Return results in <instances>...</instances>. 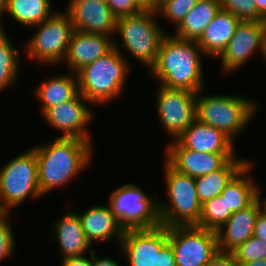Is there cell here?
<instances>
[{
  "mask_svg": "<svg viewBox=\"0 0 266 266\" xmlns=\"http://www.w3.org/2000/svg\"><path fill=\"white\" fill-rule=\"evenodd\" d=\"M32 147L38 162V182L43 198L79 178L94 159V144L77 138L56 137Z\"/></svg>",
  "mask_w": 266,
  "mask_h": 266,
  "instance_id": "1",
  "label": "cell"
},
{
  "mask_svg": "<svg viewBox=\"0 0 266 266\" xmlns=\"http://www.w3.org/2000/svg\"><path fill=\"white\" fill-rule=\"evenodd\" d=\"M207 56L197 41L168 32L160 45L155 64L148 71L159 85L198 93L205 88L202 58Z\"/></svg>",
  "mask_w": 266,
  "mask_h": 266,
  "instance_id": "2",
  "label": "cell"
},
{
  "mask_svg": "<svg viewBox=\"0 0 266 266\" xmlns=\"http://www.w3.org/2000/svg\"><path fill=\"white\" fill-rule=\"evenodd\" d=\"M131 65L114 47L77 73L79 93L94 107L108 106L124 95Z\"/></svg>",
  "mask_w": 266,
  "mask_h": 266,
  "instance_id": "3",
  "label": "cell"
},
{
  "mask_svg": "<svg viewBox=\"0 0 266 266\" xmlns=\"http://www.w3.org/2000/svg\"><path fill=\"white\" fill-rule=\"evenodd\" d=\"M159 21L154 10H142L137 14L117 19L114 47L130 65L131 58L129 59L127 54L135 58L134 60L142 67L145 66L147 71L155 64L161 42L169 32ZM117 37L121 40L117 41ZM122 49L129 53L123 54Z\"/></svg>",
  "mask_w": 266,
  "mask_h": 266,
  "instance_id": "4",
  "label": "cell"
},
{
  "mask_svg": "<svg viewBox=\"0 0 266 266\" xmlns=\"http://www.w3.org/2000/svg\"><path fill=\"white\" fill-rule=\"evenodd\" d=\"M205 89L196 95V120L217 128L235 143L252 124L260 107L258 101L243 94L205 95Z\"/></svg>",
  "mask_w": 266,
  "mask_h": 266,
  "instance_id": "5",
  "label": "cell"
},
{
  "mask_svg": "<svg viewBox=\"0 0 266 266\" xmlns=\"http://www.w3.org/2000/svg\"><path fill=\"white\" fill-rule=\"evenodd\" d=\"M166 199L158 198L161 225L196 226L201 215V206L196 192L194 177L182 174L165 159L163 162Z\"/></svg>",
  "mask_w": 266,
  "mask_h": 266,
  "instance_id": "6",
  "label": "cell"
},
{
  "mask_svg": "<svg viewBox=\"0 0 266 266\" xmlns=\"http://www.w3.org/2000/svg\"><path fill=\"white\" fill-rule=\"evenodd\" d=\"M42 199L38 182V162L34 148L7 162L0 168V211L13 215V208L24 204L25 200Z\"/></svg>",
  "mask_w": 266,
  "mask_h": 266,
  "instance_id": "7",
  "label": "cell"
},
{
  "mask_svg": "<svg viewBox=\"0 0 266 266\" xmlns=\"http://www.w3.org/2000/svg\"><path fill=\"white\" fill-rule=\"evenodd\" d=\"M32 28L37 30L23 43L27 59L46 66L63 64L74 31L69 15L58 9Z\"/></svg>",
  "mask_w": 266,
  "mask_h": 266,
  "instance_id": "8",
  "label": "cell"
},
{
  "mask_svg": "<svg viewBox=\"0 0 266 266\" xmlns=\"http://www.w3.org/2000/svg\"><path fill=\"white\" fill-rule=\"evenodd\" d=\"M157 195H146L137 184L125 183L111 191L108 204L125 229L161 225Z\"/></svg>",
  "mask_w": 266,
  "mask_h": 266,
  "instance_id": "9",
  "label": "cell"
},
{
  "mask_svg": "<svg viewBox=\"0 0 266 266\" xmlns=\"http://www.w3.org/2000/svg\"><path fill=\"white\" fill-rule=\"evenodd\" d=\"M176 266H206L219 252L217 234L197 226L168 228Z\"/></svg>",
  "mask_w": 266,
  "mask_h": 266,
  "instance_id": "10",
  "label": "cell"
},
{
  "mask_svg": "<svg viewBox=\"0 0 266 266\" xmlns=\"http://www.w3.org/2000/svg\"><path fill=\"white\" fill-rule=\"evenodd\" d=\"M155 91L157 115L162 130L168 134L169 140L177 138L196 119V95L197 93L171 89L161 85Z\"/></svg>",
  "mask_w": 266,
  "mask_h": 266,
  "instance_id": "11",
  "label": "cell"
},
{
  "mask_svg": "<svg viewBox=\"0 0 266 266\" xmlns=\"http://www.w3.org/2000/svg\"><path fill=\"white\" fill-rule=\"evenodd\" d=\"M257 53L265 60L266 21H240L234 35L216 59L220 60L223 75L228 76Z\"/></svg>",
  "mask_w": 266,
  "mask_h": 266,
  "instance_id": "12",
  "label": "cell"
},
{
  "mask_svg": "<svg viewBox=\"0 0 266 266\" xmlns=\"http://www.w3.org/2000/svg\"><path fill=\"white\" fill-rule=\"evenodd\" d=\"M90 106L92 104L78 93L73 99L50 107L42 115L43 121L50 128L60 131L57 138H77L93 143L94 138L88 128L96 116Z\"/></svg>",
  "mask_w": 266,
  "mask_h": 266,
  "instance_id": "13",
  "label": "cell"
},
{
  "mask_svg": "<svg viewBox=\"0 0 266 266\" xmlns=\"http://www.w3.org/2000/svg\"><path fill=\"white\" fill-rule=\"evenodd\" d=\"M167 243L168 228L163 225L127 229L117 251L125 259L126 266H152L155 253L160 252Z\"/></svg>",
  "mask_w": 266,
  "mask_h": 266,
  "instance_id": "14",
  "label": "cell"
},
{
  "mask_svg": "<svg viewBox=\"0 0 266 266\" xmlns=\"http://www.w3.org/2000/svg\"><path fill=\"white\" fill-rule=\"evenodd\" d=\"M64 11L69 15L74 30L114 38L118 18L106 2L68 0Z\"/></svg>",
  "mask_w": 266,
  "mask_h": 266,
  "instance_id": "15",
  "label": "cell"
},
{
  "mask_svg": "<svg viewBox=\"0 0 266 266\" xmlns=\"http://www.w3.org/2000/svg\"><path fill=\"white\" fill-rule=\"evenodd\" d=\"M165 160L178 172L198 177L220 169L229 159H239L236 153H200L184 148L177 140L164 144Z\"/></svg>",
  "mask_w": 266,
  "mask_h": 266,
  "instance_id": "16",
  "label": "cell"
},
{
  "mask_svg": "<svg viewBox=\"0 0 266 266\" xmlns=\"http://www.w3.org/2000/svg\"><path fill=\"white\" fill-rule=\"evenodd\" d=\"M113 48V37L74 30L63 63L67 65V71L76 74Z\"/></svg>",
  "mask_w": 266,
  "mask_h": 266,
  "instance_id": "17",
  "label": "cell"
},
{
  "mask_svg": "<svg viewBox=\"0 0 266 266\" xmlns=\"http://www.w3.org/2000/svg\"><path fill=\"white\" fill-rule=\"evenodd\" d=\"M49 235L50 241L55 240L60 260L69 257H80L92 252L91 243L87 240L81 220L75 210H65L54 223ZM54 238V239H53Z\"/></svg>",
  "mask_w": 266,
  "mask_h": 266,
  "instance_id": "18",
  "label": "cell"
},
{
  "mask_svg": "<svg viewBox=\"0 0 266 266\" xmlns=\"http://www.w3.org/2000/svg\"><path fill=\"white\" fill-rule=\"evenodd\" d=\"M80 217L82 228L87 240L92 246L95 243H108L111 239L117 241L119 247L125 229L120 225L119 220L112 213L109 204L92 205L84 212L75 211ZM80 212V213H79Z\"/></svg>",
  "mask_w": 266,
  "mask_h": 266,
  "instance_id": "19",
  "label": "cell"
},
{
  "mask_svg": "<svg viewBox=\"0 0 266 266\" xmlns=\"http://www.w3.org/2000/svg\"><path fill=\"white\" fill-rule=\"evenodd\" d=\"M260 212V205L256 199L248 207L233 213L226 223L216 231L219 251L231 253L252 237Z\"/></svg>",
  "mask_w": 266,
  "mask_h": 266,
  "instance_id": "20",
  "label": "cell"
},
{
  "mask_svg": "<svg viewBox=\"0 0 266 266\" xmlns=\"http://www.w3.org/2000/svg\"><path fill=\"white\" fill-rule=\"evenodd\" d=\"M177 141L184 148L200 153H237L236 144L222 131L196 119Z\"/></svg>",
  "mask_w": 266,
  "mask_h": 266,
  "instance_id": "21",
  "label": "cell"
},
{
  "mask_svg": "<svg viewBox=\"0 0 266 266\" xmlns=\"http://www.w3.org/2000/svg\"><path fill=\"white\" fill-rule=\"evenodd\" d=\"M45 78L32 91L33 97L40 103L41 115L50 107L67 102L79 93L77 76L72 72L50 74Z\"/></svg>",
  "mask_w": 266,
  "mask_h": 266,
  "instance_id": "22",
  "label": "cell"
},
{
  "mask_svg": "<svg viewBox=\"0 0 266 266\" xmlns=\"http://www.w3.org/2000/svg\"><path fill=\"white\" fill-rule=\"evenodd\" d=\"M240 19L222 8L197 40L207 59L217 58L234 35Z\"/></svg>",
  "mask_w": 266,
  "mask_h": 266,
  "instance_id": "23",
  "label": "cell"
},
{
  "mask_svg": "<svg viewBox=\"0 0 266 266\" xmlns=\"http://www.w3.org/2000/svg\"><path fill=\"white\" fill-rule=\"evenodd\" d=\"M254 159L250 160L226 185L221 196L227 203V214H233L251 205L256 200L258 183L252 171L255 170ZM252 174V176H251Z\"/></svg>",
  "mask_w": 266,
  "mask_h": 266,
  "instance_id": "24",
  "label": "cell"
},
{
  "mask_svg": "<svg viewBox=\"0 0 266 266\" xmlns=\"http://www.w3.org/2000/svg\"><path fill=\"white\" fill-rule=\"evenodd\" d=\"M221 9V0H198L171 33L178 38L197 41Z\"/></svg>",
  "mask_w": 266,
  "mask_h": 266,
  "instance_id": "25",
  "label": "cell"
},
{
  "mask_svg": "<svg viewBox=\"0 0 266 266\" xmlns=\"http://www.w3.org/2000/svg\"><path fill=\"white\" fill-rule=\"evenodd\" d=\"M250 161L249 158L229 159L220 169L195 177V187L199 202L221 195L231 179Z\"/></svg>",
  "mask_w": 266,
  "mask_h": 266,
  "instance_id": "26",
  "label": "cell"
},
{
  "mask_svg": "<svg viewBox=\"0 0 266 266\" xmlns=\"http://www.w3.org/2000/svg\"><path fill=\"white\" fill-rule=\"evenodd\" d=\"M53 0H5L4 14L20 27L32 28L49 18L55 11Z\"/></svg>",
  "mask_w": 266,
  "mask_h": 266,
  "instance_id": "27",
  "label": "cell"
},
{
  "mask_svg": "<svg viewBox=\"0 0 266 266\" xmlns=\"http://www.w3.org/2000/svg\"><path fill=\"white\" fill-rule=\"evenodd\" d=\"M7 31L0 30V93L20 79L21 50L16 48Z\"/></svg>",
  "mask_w": 266,
  "mask_h": 266,
  "instance_id": "28",
  "label": "cell"
},
{
  "mask_svg": "<svg viewBox=\"0 0 266 266\" xmlns=\"http://www.w3.org/2000/svg\"><path fill=\"white\" fill-rule=\"evenodd\" d=\"M232 214H227L226 200L218 195L201 206V215L197 227L216 232Z\"/></svg>",
  "mask_w": 266,
  "mask_h": 266,
  "instance_id": "29",
  "label": "cell"
},
{
  "mask_svg": "<svg viewBox=\"0 0 266 266\" xmlns=\"http://www.w3.org/2000/svg\"><path fill=\"white\" fill-rule=\"evenodd\" d=\"M198 0H167L156 10L158 18L168 20L176 28Z\"/></svg>",
  "mask_w": 266,
  "mask_h": 266,
  "instance_id": "30",
  "label": "cell"
},
{
  "mask_svg": "<svg viewBox=\"0 0 266 266\" xmlns=\"http://www.w3.org/2000/svg\"><path fill=\"white\" fill-rule=\"evenodd\" d=\"M231 253L237 263L266 259V241L252 236Z\"/></svg>",
  "mask_w": 266,
  "mask_h": 266,
  "instance_id": "31",
  "label": "cell"
},
{
  "mask_svg": "<svg viewBox=\"0 0 266 266\" xmlns=\"http://www.w3.org/2000/svg\"><path fill=\"white\" fill-rule=\"evenodd\" d=\"M11 214L0 215V263L15 254L16 240L13 226L11 225ZM10 218V219H9Z\"/></svg>",
  "mask_w": 266,
  "mask_h": 266,
  "instance_id": "32",
  "label": "cell"
},
{
  "mask_svg": "<svg viewBox=\"0 0 266 266\" xmlns=\"http://www.w3.org/2000/svg\"><path fill=\"white\" fill-rule=\"evenodd\" d=\"M221 8L241 21H258L255 0H221Z\"/></svg>",
  "mask_w": 266,
  "mask_h": 266,
  "instance_id": "33",
  "label": "cell"
},
{
  "mask_svg": "<svg viewBox=\"0 0 266 266\" xmlns=\"http://www.w3.org/2000/svg\"><path fill=\"white\" fill-rule=\"evenodd\" d=\"M107 4L117 18L134 15L143 10L135 0H108Z\"/></svg>",
  "mask_w": 266,
  "mask_h": 266,
  "instance_id": "34",
  "label": "cell"
},
{
  "mask_svg": "<svg viewBox=\"0 0 266 266\" xmlns=\"http://www.w3.org/2000/svg\"><path fill=\"white\" fill-rule=\"evenodd\" d=\"M152 266H176L173 248L169 242L160 252L155 253Z\"/></svg>",
  "mask_w": 266,
  "mask_h": 266,
  "instance_id": "35",
  "label": "cell"
},
{
  "mask_svg": "<svg viewBox=\"0 0 266 266\" xmlns=\"http://www.w3.org/2000/svg\"><path fill=\"white\" fill-rule=\"evenodd\" d=\"M206 266H238V263L232 253L219 251Z\"/></svg>",
  "mask_w": 266,
  "mask_h": 266,
  "instance_id": "36",
  "label": "cell"
},
{
  "mask_svg": "<svg viewBox=\"0 0 266 266\" xmlns=\"http://www.w3.org/2000/svg\"><path fill=\"white\" fill-rule=\"evenodd\" d=\"M80 257H69L61 260V266H93L92 252Z\"/></svg>",
  "mask_w": 266,
  "mask_h": 266,
  "instance_id": "37",
  "label": "cell"
},
{
  "mask_svg": "<svg viewBox=\"0 0 266 266\" xmlns=\"http://www.w3.org/2000/svg\"><path fill=\"white\" fill-rule=\"evenodd\" d=\"M253 236L266 241V216L261 212L257 217L253 230Z\"/></svg>",
  "mask_w": 266,
  "mask_h": 266,
  "instance_id": "38",
  "label": "cell"
},
{
  "mask_svg": "<svg viewBox=\"0 0 266 266\" xmlns=\"http://www.w3.org/2000/svg\"><path fill=\"white\" fill-rule=\"evenodd\" d=\"M97 251H92V258H93V266H123L121 264H118L120 262L116 261V259H113L111 256H98L96 254ZM126 266V265H124Z\"/></svg>",
  "mask_w": 266,
  "mask_h": 266,
  "instance_id": "39",
  "label": "cell"
},
{
  "mask_svg": "<svg viewBox=\"0 0 266 266\" xmlns=\"http://www.w3.org/2000/svg\"><path fill=\"white\" fill-rule=\"evenodd\" d=\"M255 1L258 11V21H266V0Z\"/></svg>",
  "mask_w": 266,
  "mask_h": 266,
  "instance_id": "40",
  "label": "cell"
},
{
  "mask_svg": "<svg viewBox=\"0 0 266 266\" xmlns=\"http://www.w3.org/2000/svg\"><path fill=\"white\" fill-rule=\"evenodd\" d=\"M262 187L258 186L257 192H256V199L260 205V211L262 214H264L266 216V199L262 200Z\"/></svg>",
  "mask_w": 266,
  "mask_h": 266,
  "instance_id": "41",
  "label": "cell"
},
{
  "mask_svg": "<svg viewBox=\"0 0 266 266\" xmlns=\"http://www.w3.org/2000/svg\"><path fill=\"white\" fill-rule=\"evenodd\" d=\"M143 10L155 11V0H135Z\"/></svg>",
  "mask_w": 266,
  "mask_h": 266,
  "instance_id": "42",
  "label": "cell"
},
{
  "mask_svg": "<svg viewBox=\"0 0 266 266\" xmlns=\"http://www.w3.org/2000/svg\"><path fill=\"white\" fill-rule=\"evenodd\" d=\"M238 266H266V259L246 263H238Z\"/></svg>",
  "mask_w": 266,
  "mask_h": 266,
  "instance_id": "43",
  "label": "cell"
},
{
  "mask_svg": "<svg viewBox=\"0 0 266 266\" xmlns=\"http://www.w3.org/2000/svg\"><path fill=\"white\" fill-rule=\"evenodd\" d=\"M4 9H5V0H0V30L5 31L6 29L4 28L5 24H3V15H4Z\"/></svg>",
  "mask_w": 266,
  "mask_h": 266,
  "instance_id": "44",
  "label": "cell"
},
{
  "mask_svg": "<svg viewBox=\"0 0 266 266\" xmlns=\"http://www.w3.org/2000/svg\"><path fill=\"white\" fill-rule=\"evenodd\" d=\"M167 0H155V11L157 10V8L164 3Z\"/></svg>",
  "mask_w": 266,
  "mask_h": 266,
  "instance_id": "45",
  "label": "cell"
}]
</instances>
